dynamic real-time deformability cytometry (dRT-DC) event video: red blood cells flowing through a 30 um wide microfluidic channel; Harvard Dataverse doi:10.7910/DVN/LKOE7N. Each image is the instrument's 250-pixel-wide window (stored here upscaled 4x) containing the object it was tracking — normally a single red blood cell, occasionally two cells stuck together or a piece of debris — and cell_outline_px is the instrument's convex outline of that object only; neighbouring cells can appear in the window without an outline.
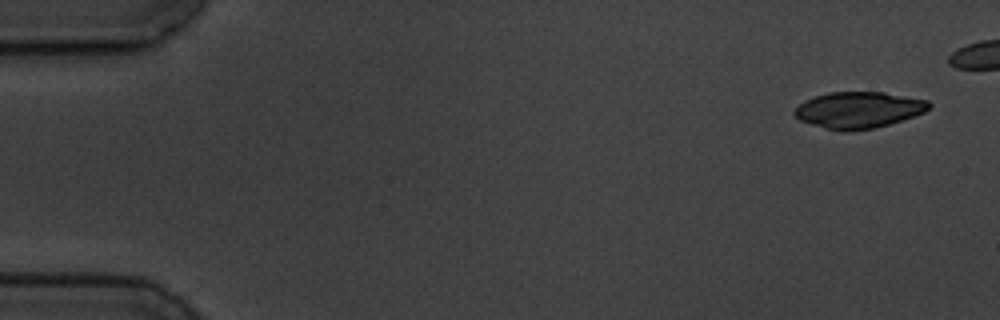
{"species": "common noctule bat (a hibernating species)", "species_latin": "Nyctalus noctula", "temperature_condition": "cold", "stored_images_in_passage": 6, "camera_frame_rate_fps": 3000, "um_per_image_px": 0.085, "animal": {"sex": "male", "body_mass_g": 19.5, "forearm_length_mm": 54.6}, "frame": {"image": 1, "passage_image": 1, "time_ms": 0.0, "image_size_px": [1000, 320], "cell_outline_px": [[932, 104], [924, 112], [876, 128], [848, 132], [844, 132], [824, 128], [800, 120], [792, 112], [804, 100], [828, 92], [884, 92], [928, 100]], "centroid_in_image_um": [72.96, 9.35], "position_along_channel_um": 12.0, "area_um2": 28.44}}